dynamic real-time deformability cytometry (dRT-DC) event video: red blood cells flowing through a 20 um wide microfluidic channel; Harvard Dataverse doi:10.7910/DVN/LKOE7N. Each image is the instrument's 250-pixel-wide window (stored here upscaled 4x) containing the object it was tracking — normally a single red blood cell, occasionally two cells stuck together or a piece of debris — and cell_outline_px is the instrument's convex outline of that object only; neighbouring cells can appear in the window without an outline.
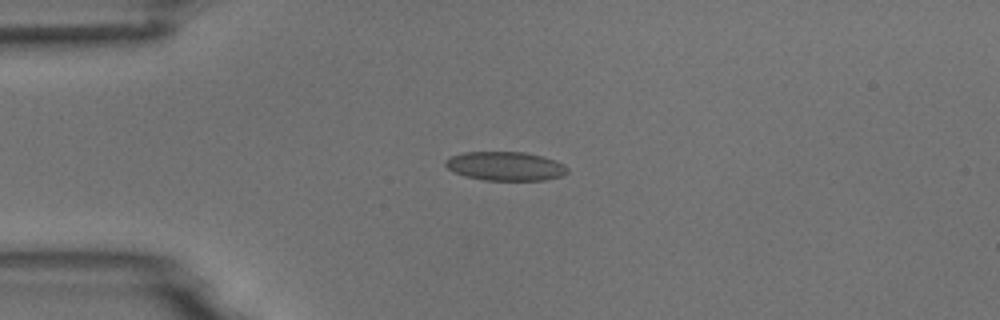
{"species": "common noctule bat (a hibernating species)", "species_latin": "Nyctalus noctula", "temperature_condition": "room temperature", "stored_images_in_passage": 3, "camera_frame_rate_fps": 3000, "um_per_image_px": 0.085, "animal": {"sex": "male", "body_mass_g": 18.8}, "frame": {"image": 1, "passage_image": 2, "time_ms": 2.0, "image_size_px": [1000, 320], "cell_outline_px": [[568, 172], [564, 176], [544, 180], [484, 180], [464, 176], [452, 172], [444, 164], [444, 160], [452, 156], [464, 152], [524, 152], [544, 156], [556, 160], [564, 164], [568, 168]], "centroid_in_image_um": [42.98, 14.12], "position_along_channel_um": 42.0, "area_um2": 20.81}}